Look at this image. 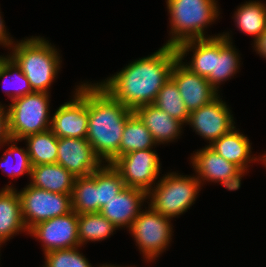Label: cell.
Returning <instances> with one entry per match:
<instances>
[{
	"mask_svg": "<svg viewBox=\"0 0 266 267\" xmlns=\"http://www.w3.org/2000/svg\"><path fill=\"white\" fill-rule=\"evenodd\" d=\"M178 53L162 45L156 52L126 64L120 71L97 82L112 98L134 111L153 104L159 90L170 78Z\"/></svg>",
	"mask_w": 266,
	"mask_h": 267,
	"instance_id": "cell-1",
	"label": "cell"
},
{
	"mask_svg": "<svg viewBox=\"0 0 266 267\" xmlns=\"http://www.w3.org/2000/svg\"><path fill=\"white\" fill-rule=\"evenodd\" d=\"M133 113L112 98L96 82L88 81L87 141L105 164L119 157V148L127 118Z\"/></svg>",
	"mask_w": 266,
	"mask_h": 267,
	"instance_id": "cell-2",
	"label": "cell"
},
{
	"mask_svg": "<svg viewBox=\"0 0 266 267\" xmlns=\"http://www.w3.org/2000/svg\"><path fill=\"white\" fill-rule=\"evenodd\" d=\"M230 34L228 31L214 38L188 40L176 47L182 63L194 73L205 77L219 94L220 85L234 78L242 65L241 54L233 45V35ZM189 53L192 55L190 62H183Z\"/></svg>",
	"mask_w": 266,
	"mask_h": 267,
	"instance_id": "cell-3",
	"label": "cell"
},
{
	"mask_svg": "<svg viewBox=\"0 0 266 267\" xmlns=\"http://www.w3.org/2000/svg\"><path fill=\"white\" fill-rule=\"evenodd\" d=\"M8 55L21 68L33 91L50 93L60 72V50L46 38L30 36L15 41Z\"/></svg>",
	"mask_w": 266,
	"mask_h": 267,
	"instance_id": "cell-4",
	"label": "cell"
},
{
	"mask_svg": "<svg viewBox=\"0 0 266 267\" xmlns=\"http://www.w3.org/2000/svg\"><path fill=\"white\" fill-rule=\"evenodd\" d=\"M170 31L164 45L177 47L180 43L214 38L222 33L206 34L207 28L219 20L220 8L216 0H166ZM206 34V35H205Z\"/></svg>",
	"mask_w": 266,
	"mask_h": 267,
	"instance_id": "cell-5",
	"label": "cell"
},
{
	"mask_svg": "<svg viewBox=\"0 0 266 267\" xmlns=\"http://www.w3.org/2000/svg\"><path fill=\"white\" fill-rule=\"evenodd\" d=\"M167 174V175H166ZM147 193L146 202L154 211L173 220L195 204L202 184L192 175L167 172Z\"/></svg>",
	"mask_w": 266,
	"mask_h": 267,
	"instance_id": "cell-6",
	"label": "cell"
},
{
	"mask_svg": "<svg viewBox=\"0 0 266 267\" xmlns=\"http://www.w3.org/2000/svg\"><path fill=\"white\" fill-rule=\"evenodd\" d=\"M50 95L34 91L6 104L12 139L21 141L28 135L50 129Z\"/></svg>",
	"mask_w": 266,
	"mask_h": 267,
	"instance_id": "cell-7",
	"label": "cell"
},
{
	"mask_svg": "<svg viewBox=\"0 0 266 267\" xmlns=\"http://www.w3.org/2000/svg\"><path fill=\"white\" fill-rule=\"evenodd\" d=\"M171 221L145 205V210L140 211L128 229L143 259L148 263L155 261L170 246L174 232Z\"/></svg>",
	"mask_w": 266,
	"mask_h": 267,
	"instance_id": "cell-8",
	"label": "cell"
},
{
	"mask_svg": "<svg viewBox=\"0 0 266 267\" xmlns=\"http://www.w3.org/2000/svg\"><path fill=\"white\" fill-rule=\"evenodd\" d=\"M23 222L29 231L40 222L72 211L71 195L50 192L30 184L18 191Z\"/></svg>",
	"mask_w": 266,
	"mask_h": 267,
	"instance_id": "cell-9",
	"label": "cell"
},
{
	"mask_svg": "<svg viewBox=\"0 0 266 267\" xmlns=\"http://www.w3.org/2000/svg\"><path fill=\"white\" fill-rule=\"evenodd\" d=\"M74 90L72 99L61 104L51 117L50 130L58 138L87 137L88 82H81Z\"/></svg>",
	"mask_w": 266,
	"mask_h": 267,
	"instance_id": "cell-10",
	"label": "cell"
},
{
	"mask_svg": "<svg viewBox=\"0 0 266 267\" xmlns=\"http://www.w3.org/2000/svg\"><path fill=\"white\" fill-rule=\"evenodd\" d=\"M111 165L120 173L125 186L146 193L158 182L162 169L154 149L132 151L119 156Z\"/></svg>",
	"mask_w": 266,
	"mask_h": 267,
	"instance_id": "cell-11",
	"label": "cell"
},
{
	"mask_svg": "<svg viewBox=\"0 0 266 267\" xmlns=\"http://www.w3.org/2000/svg\"><path fill=\"white\" fill-rule=\"evenodd\" d=\"M193 152L190 164L202 186L206 182H214L223 185L228 191L240 189L241 180L246 174L238 166L225 160L208 145Z\"/></svg>",
	"mask_w": 266,
	"mask_h": 267,
	"instance_id": "cell-12",
	"label": "cell"
},
{
	"mask_svg": "<svg viewBox=\"0 0 266 267\" xmlns=\"http://www.w3.org/2000/svg\"><path fill=\"white\" fill-rule=\"evenodd\" d=\"M186 125L209 141L208 145L236 127L232 111L220 94L210 103L190 112Z\"/></svg>",
	"mask_w": 266,
	"mask_h": 267,
	"instance_id": "cell-13",
	"label": "cell"
},
{
	"mask_svg": "<svg viewBox=\"0 0 266 267\" xmlns=\"http://www.w3.org/2000/svg\"><path fill=\"white\" fill-rule=\"evenodd\" d=\"M28 235L41 242L45 253L54 250L79 247L78 214L73 210L33 226Z\"/></svg>",
	"mask_w": 266,
	"mask_h": 267,
	"instance_id": "cell-14",
	"label": "cell"
},
{
	"mask_svg": "<svg viewBox=\"0 0 266 267\" xmlns=\"http://www.w3.org/2000/svg\"><path fill=\"white\" fill-rule=\"evenodd\" d=\"M170 78L177 85L189 113L210 103L219 95L205 77L191 71L179 58L172 67Z\"/></svg>",
	"mask_w": 266,
	"mask_h": 267,
	"instance_id": "cell-15",
	"label": "cell"
},
{
	"mask_svg": "<svg viewBox=\"0 0 266 267\" xmlns=\"http://www.w3.org/2000/svg\"><path fill=\"white\" fill-rule=\"evenodd\" d=\"M57 164L75 177H82L91 175L104 163L95 154L87 139L58 138Z\"/></svg>",
	"mask_w": 266,
	"mask_h": 267,
	"instance_id": "cell-16",
	"label": "cell"
},
{
	"mask_svg": "<svg viewBox=\"0 0 266 267\" xmlns=\"http://www.w3.org/2000/svg\"><path fill=\"white\" fill-rule=\"evenodd\" d=\"M147 200L144 190L125 186L100 211L118 230L129 229Z\"/></svg>",
	"mask_w": 266,
	"mask_h": 267,
	"instance_id": "cell-17",
	"label": "cell"
},
{
	"mask_svg": "<svg viewBox=\"0 0 266 267\" xmlns=\"http://www.w3.org/2000/svg\"><path fill=\"white\" fill-rule=\"evenodd\" d=\"M152 134L156 144L176 142L182 136L184 124L154 104L143 105L133 111Z\"/></svg>",
	"mask_w": 266,
	"mask_h": 267,
	"instance_id": "cell-18",
	"label": "cell"
},
{
	"mask_svg": "<svg viewBox=\"0 0 266 267\" xmlns=\"http://www.w3.org/2000/svg\"><path fill=\"white\" fill-rule=\"evenodd\" d=\"M251 142L236 127L219 139L208 145L212 150L222 156L225 160L234 163L245 174H248L250 163L259 162L260 155L253 156ZM258 157V158H257Z\"/></svg>",
	"mask_w": 266,
	"mask_h": 267,
	"instance_id": "cell-19",
	"label": "cell"
},
{
	"mask_svg": "<svg viewBox=\"0 0 266 267\" xmlns=\"http://www.w3.org/2000/svg\"><path fill=\"white\" fill-rule=\"evenodd\" d=\"M19 232L28 234L22 218L18 190L10 182L0 190V248Z\"/></svg>",
	"mask_w": 266,
	"mask_h": 267,
	"instance_id": "cell-20",
	"label": "cell"
},
{
	"mask_svg": "<svg viewBox=\"0 0 266 267\" xmlns=\"http://www.w3.org/2000/svg\"><path fill=\"white\" fill-rule=\"evenodd\" d=\"M30 185L54 193L72 195L76 177L60 164L32 166Z\"/></svg>",
	"mask_w": 266,
	"mask_h": 267,
	"instance_id": "cell-21",
	"label": "cell"
},
{
	"mask_svg": "<svg viewBox=\"0 0 266 267\" xmlns=\"http://www.w3.org/2000/svg\"><path fill=\"white\" fill-rule=\"evenodd\" d=\"M233 15L237 29L241 33L253 36V42L266 29V4L259 0H249L240 4Z\"/></svg>",
	"mask_w": 266,
	"mask_h": 267,
	"instance_id": "cell-22",
	"label": "cell"
},
{
	"mask_svg": "<svg viewBox=\"0 0 266 267\" xmlns=\"http://www.w3.org/2000/svg\"><path fill=\"white\" fill-rule=\"evenodd\" d=\"M32 166L57 163L58 137L50 130L23 138Z\"/></svg>",
	"mask_w": 266,
	"mask_h": 267,
	"instance_id": "cell-23",
	"label": "cell"
},
{
	"mask_svg": "<svg viewBox=\"0 0 266 267\" xmlns=\"http://www.w3.org/2000/svg\"><path fill=\"white\" fill-rule=\"evenodd\" d=\"M158 146L141 119L133 112L126 120L119 148V156L136 150Z\"/></svg>",
	"mask_w": 266,
	"mask_h": 267,
	"instance_id": "cell-24",
	"label": "cell"
},
{
	"mask_svg": "<svg viewBox=\"0 0 266 267\" xmlns=\"http://www.w3.org/2000/svg\"><path fill=\"white\" fill-rule=\"evenodd\" d=\"M0 80H3V92L11 101L34 92L21 68L8 54L0 55Z\"/></svg>",
	"mask_w": 266,
	"mask_h": 267,
	"instance_id": "cell-25",
	"label": "cell"
},
{
	"mask_svg": "<svg viewBox=\"0 0 266 267\" xmlns=\"http://www.w3.org/2000/svg\"><path fill=\"white\" fill-rule=\"evenodd\" d=\"M117 229L101 213L78 214V238L81 247L90 241L102 242L116 233Z\"/></svg>",
	"mask_w": 266,
	"mask_h": 267,
	"instance_id": "cell-26",
	"label": "cell"
},
{
	"mask_svg": "<svg viewBox=\"0 0 266 267\" xmlns=\"http://www.w3.org/2000/svg\"><path fill=\"white\" fill-rule=\"evenodd\" d=\"M71 201L77 214L98 213L97 170L89 176L76 177Z\"/></svg>",
	"mask_w": 266,
	"mask_h": 267,
	"instance_id": "cell-27",
	"label": "cell"
},
{
	"mask_svg": "<svg viewBox=\"0 0 266 267\" xmlns=\"http://www.w3.org/2000/svg\"><path fill=\"white\" fill-rule=\"evenodd\" d=\"M153 104L184 125L188 123L190 113L185 107L177 85L171 78L159 90Z\"/></svg>",
	"mask_w": 266,
	"mask_h": 267,
	"instance_id": "cell-28",
	"label": "cell"
},
{
	"mask_svg": "<svg viewBox=\"0 0 266 267\" xmlns=\"http://www.w3.org/2000/svg\"><path fill=\"white\" fill-rule=\"evenodd\" d=\"M17 142H19V140H15L12 138L8 140L4 144V146L8 145L9 147L5 149L4 153L0 158V167L2 169V172H6V176L11 179H14L15 177L19 178L21 175L24 174L30 176L32 168L26 147H18Z\"/></svg>",
	"mask_w": 266,
	"mask_h": 267,
	"instance_id": "cell-29",
	"label": "cell"
},
{
	"mask_svg": "<svg viewBox=\"0 0 266 267\" xmlns=\"http://www.w3.org/2000/svg\"><path fill=\"white\" fill-rule=\"evenodd\" d=\"M124 187L120 173L111 164L104 163L97 170L98 213Z\"/></svg>",
	"mask_w": 266,
	"mask_h": 267,
	"instance_id": "cell-30",
	"label": "cell"
},
{
	"mask_svg": "<svg viewBox=\"0 0 266 267\" xmlns=\"http://www.w3.org/2000/svg\"><path fill=\"white\" fill-rule=\"evenodd\" d=\"M80 248L81 246L45 253L42 267H94L83 253H80ZM97 266L102 267L103 264Z\"/></svg>",
	"mask_w": 266,
	"mask_h": 267,
	"instance_id": "cell-31",
	"label": "cell"
},
{
	"mask_svg": "<svg viewBox=\"0 0 266 267\" xmlns=\"http://www.w3.org/2000/svg\"><path fill=\"white\" fill-rule=\"evenodd\" d=\"M0 102V148L11 139L9 132L7 106Z\"/></svg>",
	"mask_w": 266,
	"mask_h": 267,
	"instance_id": "cell-32",
	"label": "cell"
},
{
	"mask_svg": "<svg viewBox=\"0 0 266 267\" xmlns=\"http://www.w3.org/2000/svg\"><path fill=\"white\" fill-rule=\"evenodd\" d=\"M9 35H10V33L8 34V31L6 30L4 19L2 17L1 11H0V46L6 47L8 50L15 43V40L12 39L13 37H10Z\"/></svg>",
	"mask_w": 266,
	"mask_h": 267,
	"instance_id": "cell-33",
	"label": "cell"
},
{
	"mask_svg": "<svg viewBox=\"0 0 266 267\" xmlns=\"http://www.w3.org/2000/svg\"><path fill=\"white\" fill-rule=\"evenodd\" d=\"M253 50L260 57L266 59V29L265 31L252 43Z\"/></svg>",
	"mask_w": 266,
	"mask_h": 267,
	"instance_id": "cell-34",
	"label": "cell"
},
{
	"mask_svg": "<svg viewBox=\"0 0 266 267\" xmlns=\"http://www.w3.org/2000/svg\"><path fill=\"white\" fill-rule=\"evenodd\" d=\"M260 162L266 168V153H264L262 156L260 155Z\"/></svg>",
	"mask_w": 266,
	"mask_h": 267,
	"instance_id": "cell-35",
	"label": "cell"
},
{
	"mask_svg": "<svg viewBox=\"0 0 266 267\" xmlns=\"http://www.w3.org/2000/svg\"><path fill=\"white\" fill-rule=\"evenodd\" d=\"M102 267H126V266H117L116 264L114 265H112V264H107V263H105V264H103V266ZM127 267H136L135 265L134 266H127Z\"/></svg>",
	"mask_w": 266,
	"mask_h": 267,
	"instance_id": "cell-36",
	"label": "cell"
}]
</instances>
